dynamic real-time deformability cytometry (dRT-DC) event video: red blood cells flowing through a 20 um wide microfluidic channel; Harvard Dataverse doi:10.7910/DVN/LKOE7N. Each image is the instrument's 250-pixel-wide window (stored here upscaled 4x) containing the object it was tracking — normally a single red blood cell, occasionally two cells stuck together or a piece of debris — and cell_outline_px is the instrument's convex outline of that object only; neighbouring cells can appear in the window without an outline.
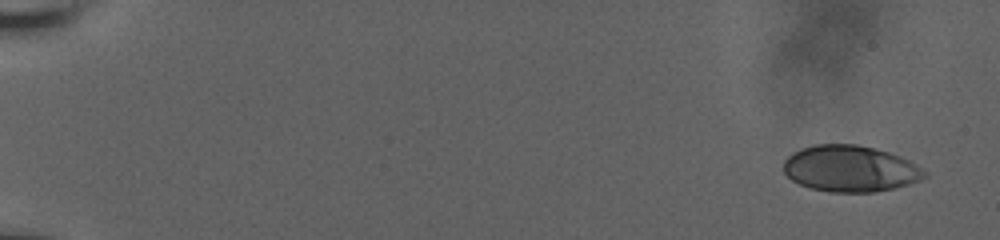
{"species": "human", "species_latin": "Homo sapiens", "temperature_condition": "room temperature", "stored_images_in_passage": 15, "camera_frame_rate_fps": 3000, "um_per_image_px": 0.085, "donor": {"sex": "male"}, "frame": {"image": 1, "passage_image": 1, "time_ms": 0.0, "image_size_px": [1000, 240], "cell_outline_px": [[928, 176], [920, 180], [908, 184], [892, 188], [872, 192], [832, 192], [812, 188], [800, 184], [792, 180], [784, 172], [784, 160], [792, 152], [800, 148], [812, 144], [856, 144], [876, 148], [900, 156], [916, 164], [928, 172]], "centroid_in_image_um": [72.27, 14.32], "position_along_channel_um": 12.7, "area_um2": 38.15}}
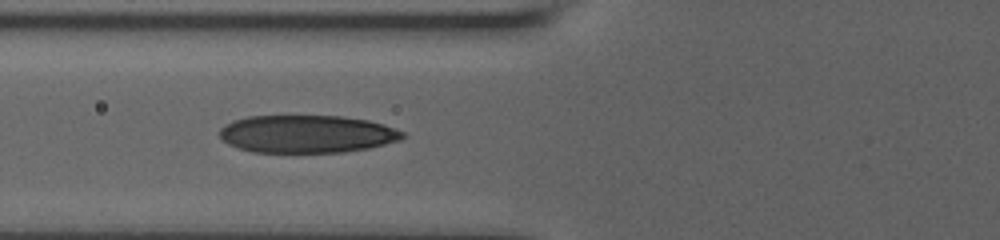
{"frame": {"image": 2, "passage_image": 12, "time_ms": 7.333, "image_size_px": [1000, 240], "cell_outline_px": [[404, 136], [400, 140], [368, 148], [344, 152], [252, 152], [228, 144], [220, 136], [220, 128], [232, 120], [248, 116], [340, 116], [368, 120], [384, 124], [404, 132]], "centroid_in_image_um": [26.08, 11.38], "position_along_channel_um": 99.7, "area_um2": 40.11}}
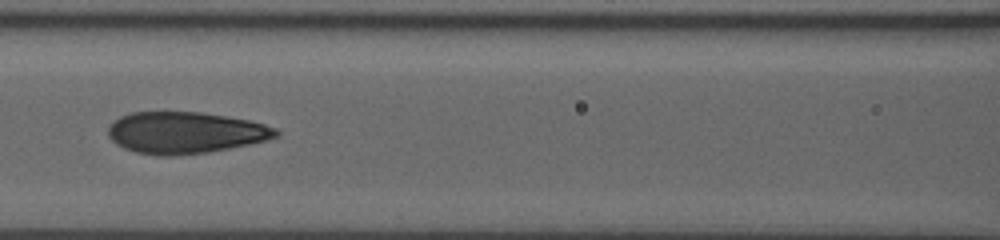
{"frame": {"image": 3, "passage_image": 14, "time_ms": 8.667, "image_size_px": [1000, 240], "cell_outline_px": [[280, 136], [248, 144], [208, 152], [168, 156], [164, 156], [136, 152], [124, 148], [116, 144], [108, 136], [108, 128], [112, 120], [120, 116], [132, 112], [200, 112], [248, 120], [264, 124], [276, 128], [280, 132]], "centroid_in_image_um": [15.71, 11.27], "position_along_channel_um": 150.9, "area_um2": 40.52}}